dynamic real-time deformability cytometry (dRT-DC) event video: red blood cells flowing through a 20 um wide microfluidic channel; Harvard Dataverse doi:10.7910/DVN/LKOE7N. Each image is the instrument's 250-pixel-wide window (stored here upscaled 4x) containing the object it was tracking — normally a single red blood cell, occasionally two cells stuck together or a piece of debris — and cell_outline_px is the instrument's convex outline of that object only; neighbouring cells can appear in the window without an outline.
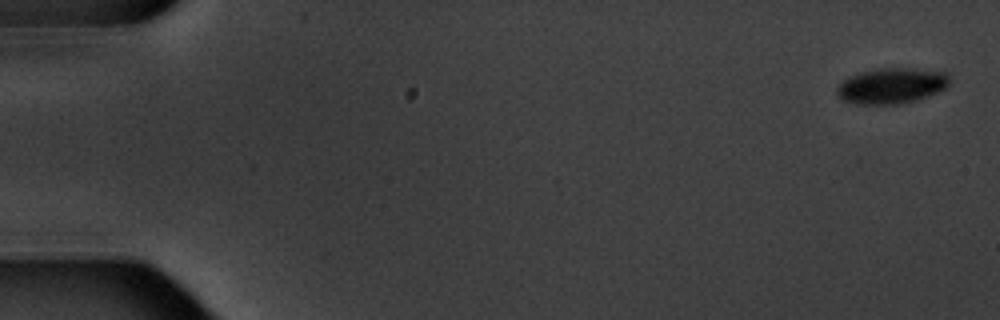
{"species": "common noctule bat (a hibernating species)", "species_latin": "Nyctalus noctula", "temperature_condition": "warm", "stored_images_in_passage": 5, "camera_frame_rate_fps": 3000, "um_per_image_px": 0.085, "animal": {"sex": "male", "body_mass_g": 20.1, "forearm_length_mm": 53.5}, "frame": {"image": 1, "passage_image": 1, "time_ms": 0.0, "image_size_px": [1000, 320], "cell_outline_px": [[948, 84], [944, 88], [928, 96], [916, 100], [900, 104], [856, 104], [844, 100], [836, 92], [836, 88], [848, 76], [860, 72], [880, 68], [912, 68], [944, 72], [948, 76]], "centroid_in_image_um": [75.75, 7.29], "position_along_channel_um": 9.2, "area_um2": 23.18}}